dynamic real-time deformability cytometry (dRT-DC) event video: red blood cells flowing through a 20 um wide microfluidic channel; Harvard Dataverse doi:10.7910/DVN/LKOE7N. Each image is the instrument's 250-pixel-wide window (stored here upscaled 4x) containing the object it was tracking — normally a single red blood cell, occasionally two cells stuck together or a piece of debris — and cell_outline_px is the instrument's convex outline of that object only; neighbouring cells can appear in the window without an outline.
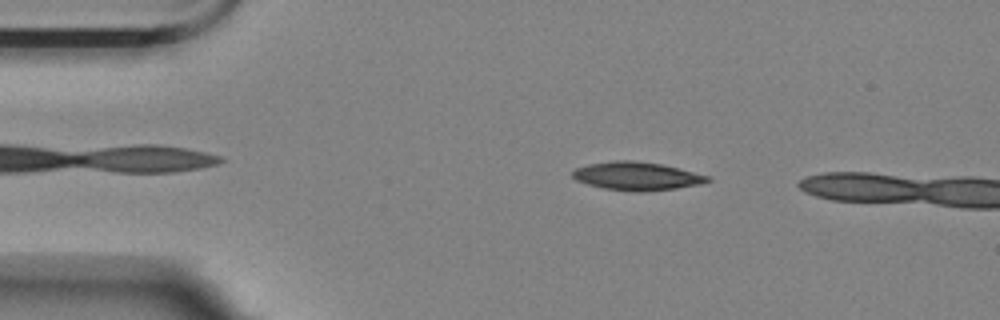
{"species": "Egyptian fruit bat (a non-hibernating species)", "species_latin": "Rousettus aegyptiacus", "temperature_condition": "room temperature", "stored_images_in_passage": 45, "camera_frame_rate_fps": 3000, "um_per_image_px": 0.085, "animal": {"sex": "female"}, "frame": {"image": 1, "passage_image": 5, "time_ms": 1.333, "image_size_px": [1000, 320], "cell_outline_px": [[712, 180], [700, 184], [676, 188], [640, 192], [604, 188], [588, 184], [576, 180], [572, 176], [572, 172], [576, 168], [588, 164], [612, 160], [632, 160], [660, 164], [708, 176]], "centroid_in_image_um": [54.09, 14.96], "position_along_channel_um": 30.9, "area_um2": 21.91}}
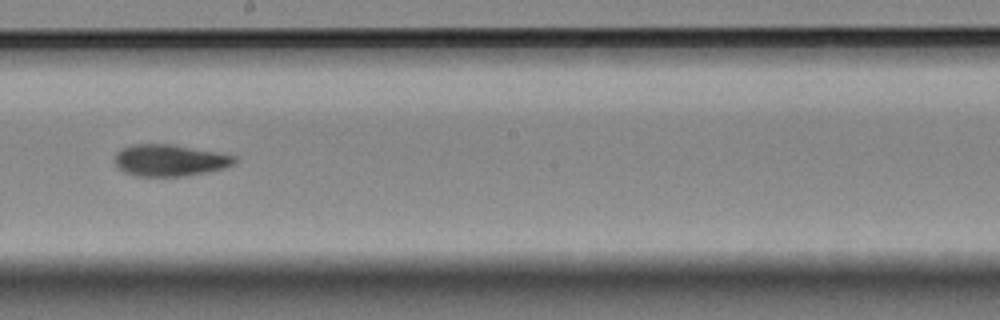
{"frame": {"image": 2, "passage_image": 26, "time_ms": 8.333, "image_size_px": [1000, 320], "cell_outline_px": [[236, 160], [232, 164], [224, 168], [208, 172], [184, 176], [136, 176], [124, 172], [116, 164], [116, 152], [120, 148], [132, 144], [168, 144], [216, 152], [236, 156]], "centroid_in_image_um": [14.4, 13.63], "position_along_channel_um": 233.8, "area_um2": 21.91}}
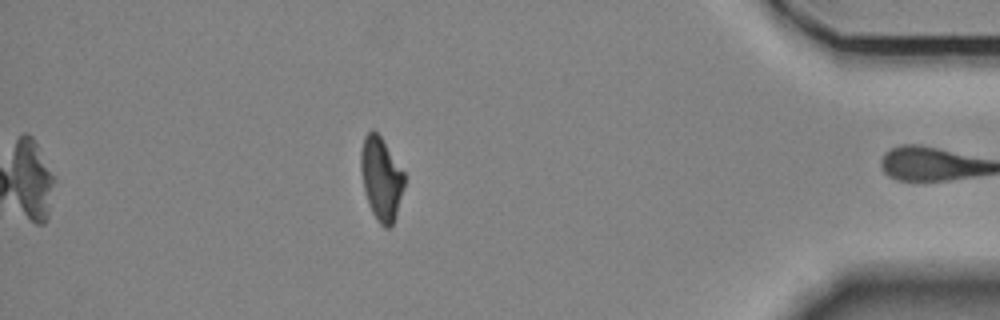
{"frame": {"image": 3, "passage_image": 44, "time_ms": 14.333, "image_size_px": [1000, 320], "cell_outline_px": [[404, 188], [396, 216], [392, 224], [388, 228], [384, 228], [376, 220], [368, 204], [364, 188], [360, 168], [360, 152], [364, 136], [372, 128], [380, 136], [404, 172]], "centroid_in_image_um": [32.39, 15.19], "position_along_channel_um": 402.8, "area_um2": 21.04}, "authors_computed_cell_mechanics": {"area_um2": 21.9062, "velocity_mm_per_s": 3.5254, "shape_relaxation_time_tau1_ms": 8.2113, "shape_relaxation_time_tau2_ms": 4.5166, "deformation_change_tau1": 0.2062, "deformation_change_tau2": 0.1007}}